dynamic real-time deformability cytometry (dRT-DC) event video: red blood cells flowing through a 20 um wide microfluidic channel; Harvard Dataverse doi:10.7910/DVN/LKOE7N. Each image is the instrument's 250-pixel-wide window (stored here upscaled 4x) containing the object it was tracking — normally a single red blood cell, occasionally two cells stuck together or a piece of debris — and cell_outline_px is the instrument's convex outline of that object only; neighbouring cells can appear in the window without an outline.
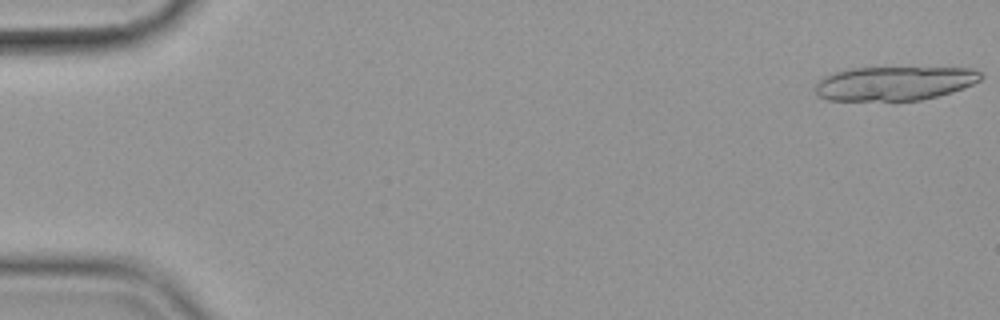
{"species": "common noctule bat (a hibernating species)", "species_latin": "Nyctalus noctula", "temperature_condition": "cold", "stored_images_in_passage": 10, "camera_frame_rate_fps": 3000, "um_per_image_px": 0.085, "animal": {"sex": "female", "body_mass_g": 19.9}, "frame": {"image": 1, "passage_image": 1, "time_ms": 0.0, "image_size_px": [1000, 320], "cell_outline_px": [[984, 76], [980, 80], [972, 84], [952, 92], [920, 100], [828, 100], [820, 96], [816, 92], [816, 80], [824, 76], [848, 68], [972, 68], [980, 72]], "centroid_in_image_um": [76.02, 7.08], "position_along_channel_um": 9.0, "area_um2": 32.66}}